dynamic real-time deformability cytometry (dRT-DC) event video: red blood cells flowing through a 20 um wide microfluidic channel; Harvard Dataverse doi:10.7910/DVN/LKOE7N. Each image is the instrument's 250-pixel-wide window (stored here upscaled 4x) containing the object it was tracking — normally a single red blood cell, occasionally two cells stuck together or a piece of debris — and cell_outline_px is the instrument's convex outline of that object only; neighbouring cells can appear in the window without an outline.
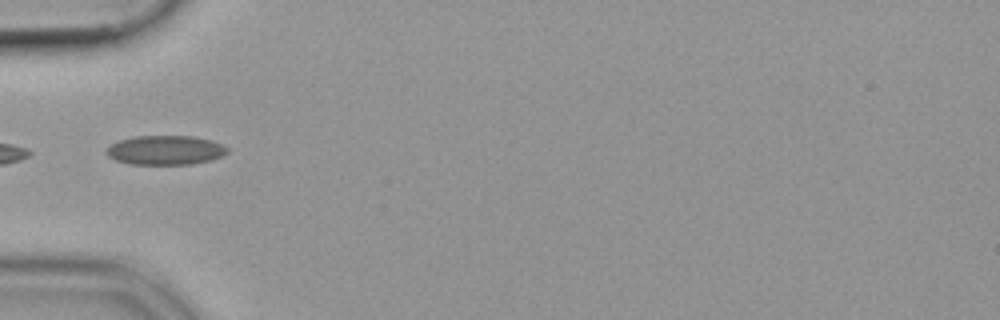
{"species": "common noctule bat (a hibernating species)", "species_latin": "Nyctalus noctula", "temperature_condition": "cold", "stored_images_in_passage": 18, "camera_frame_rate_fps": 3000, "um_per_image_px": 0.085, "animal": {"sex": "female", "body_mass_g": 19.9}, "frame": {"image": 1, "passage_image": 1, "time_ms": 0.0, "image_size_px": [1000, 320], "cell_outline_px": [[228, 152], [212, 160], [192, 164], [128, 164], [116, 160], [108, 156], [104, 152], [112, 144], [120, 140], [136, 136], [192, 136], [212, 140], [228, 148]], "centroid_in_image_um": [14.05, 12.76], "position_along_channel_um": 70.9, "area_um2": 20.58}}